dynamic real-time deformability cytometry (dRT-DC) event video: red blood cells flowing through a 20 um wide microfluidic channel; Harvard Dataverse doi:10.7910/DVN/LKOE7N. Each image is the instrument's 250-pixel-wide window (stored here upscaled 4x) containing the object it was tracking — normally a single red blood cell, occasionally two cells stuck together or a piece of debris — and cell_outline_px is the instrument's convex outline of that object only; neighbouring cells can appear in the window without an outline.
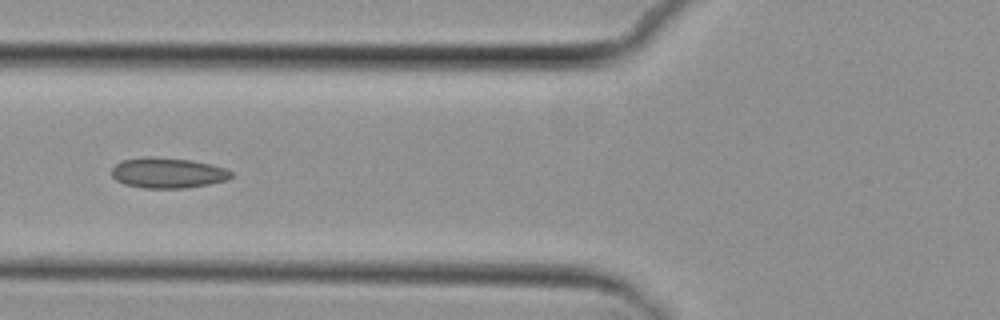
{"species": "common noctule bat (a hibernating species)", "species_latin": "Nyctalus noctula", "temperature_condition": "cold", "stored_images_in_passage": 6, "camera_frame_rate_fps": 3000, "um_per_image_px": 0.085, "animal": {"sex": "female", "body_mass_g": 29.2, "forearm_length_mm": 56.3}, "frame": {"image": 1, "passage_image": 6, "time_ms": 6.0, "image_size_px": [1000, 320], "cell_outline_px": [[232, 176], [228, 180], [208, 184], [184, 188], [144, 188], [124, 184], [116, 180], [112, 176], [112, 168], [120, 160], [144, 156], [156, 156], [192, 160], [212, 164], [224, 168], [232, 172]], "centroid_in_image_um": [14.24, 14.68], "position_along_channel_um": 111.6, "area_um2": 21.44}}